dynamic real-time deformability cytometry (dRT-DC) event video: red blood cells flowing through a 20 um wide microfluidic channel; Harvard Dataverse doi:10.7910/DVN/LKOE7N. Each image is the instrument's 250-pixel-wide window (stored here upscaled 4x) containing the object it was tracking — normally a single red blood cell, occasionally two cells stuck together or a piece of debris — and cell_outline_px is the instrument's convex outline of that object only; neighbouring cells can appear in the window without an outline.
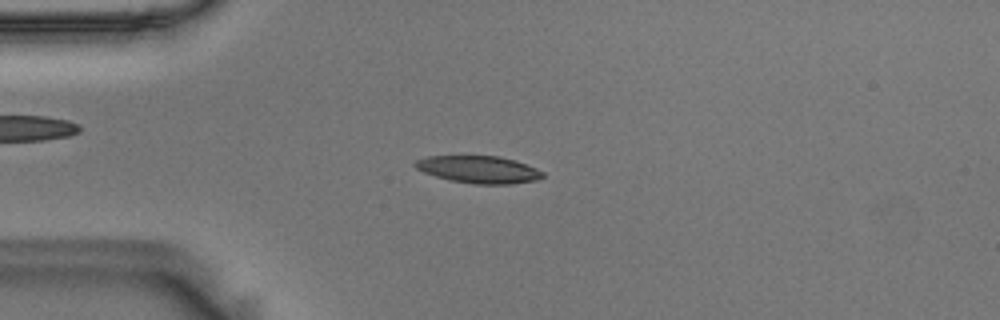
{"species": "Egyptian fruit bat (a non-hibernating species)", "species_latin": "Rousettus aegyptiacus", "temperature_condition": "room temperature", "stored_images_in_passage": 49, "camera_frame_rate_fps": 3000, "um_per_image_px": 0.085, "animal": {"sex": "male"}, "frame": {"image": 1, "passage_image": 8, "time_ms": 2.333, "image_size_px": [1000, 320], "cell_outline_px": [[544, 176], [536, 180], [512, 184], [476, 184], [452, 180], [436, 176], [424, 172], [416, 168], [412, 164], [416, 160], [428, 156], [500, 156], [516, 160], [536, 168], [544, 172]], "centroid_in_image_um": [40.71, 14.4], "position_along_channel_um": 44.3, "area_um2": 20.23}}
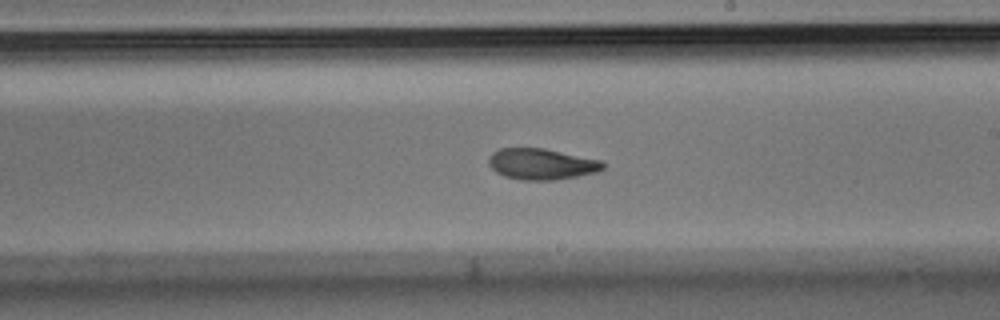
{"frame": {"image": 2, "passage_image": 26, "time_ms": 8.333, "image_size_px": [1000, 320], "cell_outline_px": [[604, 168], [596, 172], [576, 176], [552, 180], [520, 180], [504, 176], [496, 172], [488, 164], [488, 156], [492, 152], [500, 148], [544, 148], [600, 160], [604, 164]], "centroid_in_image_um": [45.98, 13.94], "position_along_channel_um": 243.0, "area_um2": 20.63}}
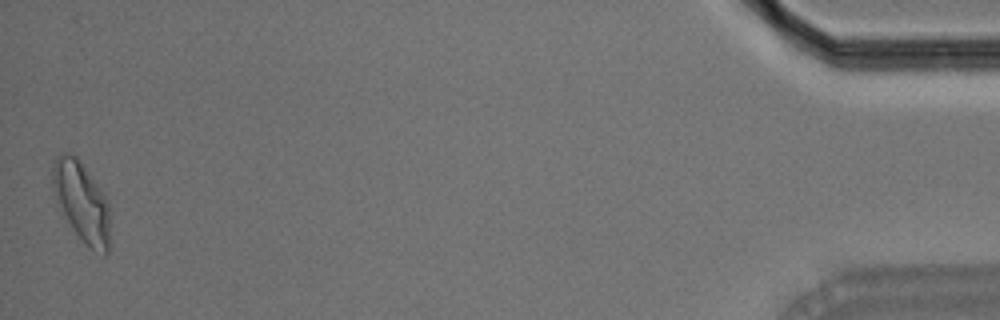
{"frame": {"image": 3, "passage_image": 49, "time_ms": 16.0, "image_size_px": [1000, 320], "cell_outline_px": [[108, 252], [104, 256], [92, 248], [76, 232], [68, 220], [52, 188], [52, 168], [56, 156], [64, 152], [68, 152], [76, 156], [96, 184], [104, 196], [108, 204]], "centroid_in_image_um": [6.92, 17.1], "position_along_channel_um": 428.3, "area_um2": 25.37}, "authors_computed_cell_mechanics": {"area_um2": 21.0392, "velocity_mm_per_s": 3.6133, "shape_relaxation_time_tau1_ms": 7.6823, "shape_relaxation_time_tau2_ms": 3.9133, "deformation_change_tau1": 0.1958, "deformation_change_tau2": 0.1072}}